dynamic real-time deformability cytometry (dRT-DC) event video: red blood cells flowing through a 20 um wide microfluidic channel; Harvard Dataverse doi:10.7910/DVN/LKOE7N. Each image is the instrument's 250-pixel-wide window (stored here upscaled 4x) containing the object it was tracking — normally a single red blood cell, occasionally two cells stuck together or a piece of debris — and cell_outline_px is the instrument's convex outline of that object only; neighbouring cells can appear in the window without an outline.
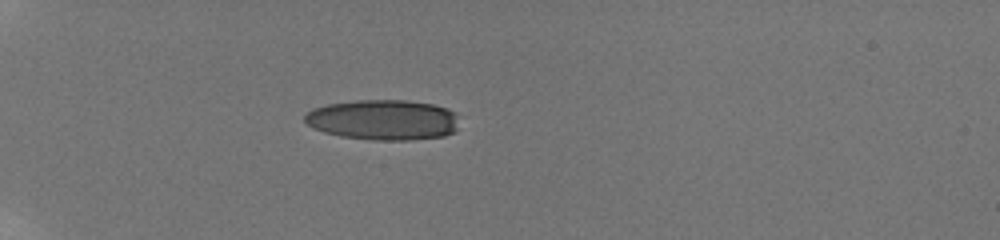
{"species": "human", "species_latin": "Homo sapiens", "temperature_condition": "room temperature", "stored_images_in_passage": 28, "camera_frame_rate_fps": 3000, "um_per_image_px": 0.085, "donor": {"sex": "male"}, "frame": {"image": 1, "passage_image": 23, "time_ms": 6.0, "image_size_px": [1000, 240], "cell_outline_px": [[456, 132], [444, 136], [412, 140], [376, 140], [340, 136], [324, 132], [312, 128], [304, 120], [304, 116], [312, 108], [328, 104], [356, 100], [404, 100], [432, 104], [448, 108], [456, 112]], "centroid_in_image_um": [32.57, 10.19], "position_along_channel_um": 52.4, "area_um2": 36.47}}